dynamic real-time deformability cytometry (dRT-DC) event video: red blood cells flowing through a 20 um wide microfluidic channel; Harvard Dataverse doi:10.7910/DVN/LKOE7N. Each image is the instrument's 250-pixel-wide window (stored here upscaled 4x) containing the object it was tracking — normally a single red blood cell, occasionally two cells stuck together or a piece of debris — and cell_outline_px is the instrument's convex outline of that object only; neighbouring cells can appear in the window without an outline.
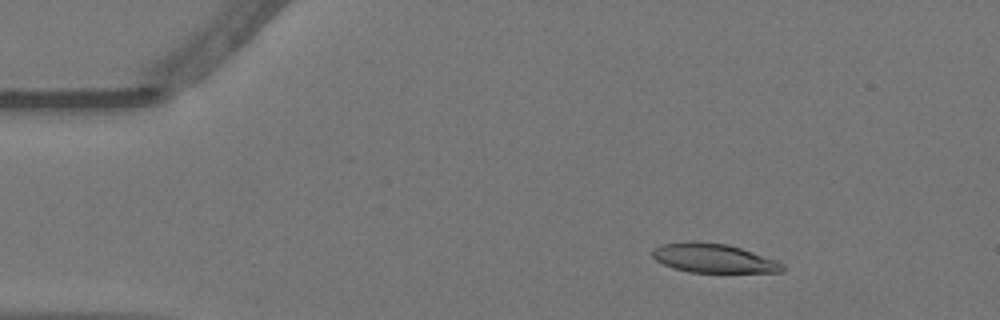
{"species": "Egyptian fruit bat (a non-hibernating species)", "species_latin": "Rousettus aegyptiacus", "temperature_condition": "warm", "stored_images_in_passage": 56, "camera_frame_rate_fps": 3000, "um_per_image_px": 0.085, "animal": {"sex": "female"}, "frame": {"image": 1, "passage_image": 8, "time_ms": 2.333, "image_size_px": [1000, 320], "cell_outline_px": [[784, 272], [688, 272], [672, 268], [656, 260], [652, 256], [652, 252], [656, 248], [664, 244], [688, 240], [700, 240], [728, 244], [776, 260], [784, 264]], "centroid_in_image_um": [60.64, 21.93], "position_along_channel_um": 24.4, "area_um2": 22.14}}
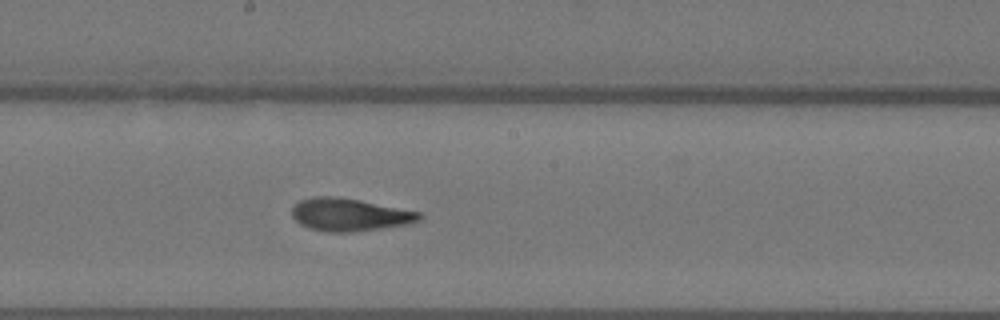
{"frame": {"image": 2, "passage_image": 30, "time_ms": 9.667, "image_size_px": [1000, 320], "cell_outline_px": [[424, 216], [420, 220], [408, 224], [352, 232], [324, 232], [308, 228], [300, 224], [292, 216], [292, 208], [300, 200], [312, 196], [336, 196], [360, 200], [420, 212]], "centroid_in_image_um": [29.69, 18.25], "position_along_channel_um": 218.5, "area_um2": 24.33}}
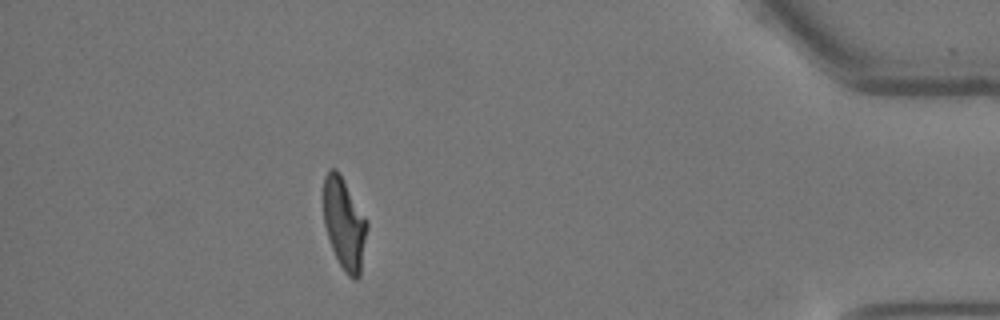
{"frame": {"image": 3, "passage_image": 50, "time_ms": 16.333, "image_size_px": [1000, 320], "cell_outline_px": [[368, 224], [360, 276], [356, 280], [352, 280], [344, 272], [332, 248], [324, 224], [324, 176], [328, 168], [336, 168], [340, 172], [368, 220]], "centroid_in_image_um": [29.28, 18.99], "position_along_channel_um": 405.9, "area_um2": 23.47}, "authors_computed_cell_mechanics": {"area_um2": 23.7558, "velocity_mm_per_s": 3.5835, "shape_relaxation_time_tau1_ms": null, "shape_relaxation_time_tau2_ms": 2.523, "deformation_change_tau1": null, "deformation_change_tau2": 0.1079}}